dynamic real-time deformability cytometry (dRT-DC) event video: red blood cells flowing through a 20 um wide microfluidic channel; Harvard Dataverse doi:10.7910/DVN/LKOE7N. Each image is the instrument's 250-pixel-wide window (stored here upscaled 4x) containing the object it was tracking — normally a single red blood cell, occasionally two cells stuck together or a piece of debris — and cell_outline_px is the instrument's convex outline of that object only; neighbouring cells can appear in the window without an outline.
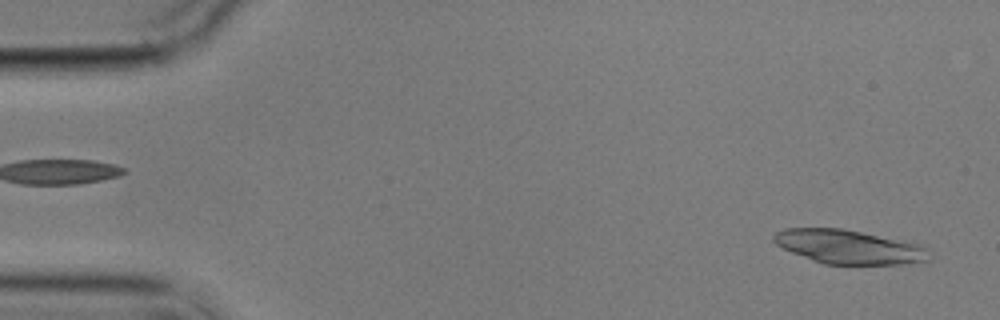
{"species": "common noctule bat (a hibernating species)", "species_latin": "Nyctalus noctula", "temperature_condition": "cold", "stored_images_in_passage": 2, "segment_of_instrument_passage": [2, 2], "camera_frame_rate_fps": 3000, "um_per_image_px": 0.085, "animal": {"sex": "male", "body_mass_g": 17.9}, "frame": {"image": 1, "passage_image": 2, "time_ms": 1.333, "image_size_px": [1000, 320], "cell_outline_px": [[932, 260], [900, 264], [824, 264], [812, 260], [792, 252], [776, 244], [772, 240], [772, 236], [776, 232], [784, 228], [840, 228], [920, 244], [932, 252]], "centroid_in_image_um": [72.18, 20.99], "position_along_channel_um": 12.8, "area_um2": 30.69}}